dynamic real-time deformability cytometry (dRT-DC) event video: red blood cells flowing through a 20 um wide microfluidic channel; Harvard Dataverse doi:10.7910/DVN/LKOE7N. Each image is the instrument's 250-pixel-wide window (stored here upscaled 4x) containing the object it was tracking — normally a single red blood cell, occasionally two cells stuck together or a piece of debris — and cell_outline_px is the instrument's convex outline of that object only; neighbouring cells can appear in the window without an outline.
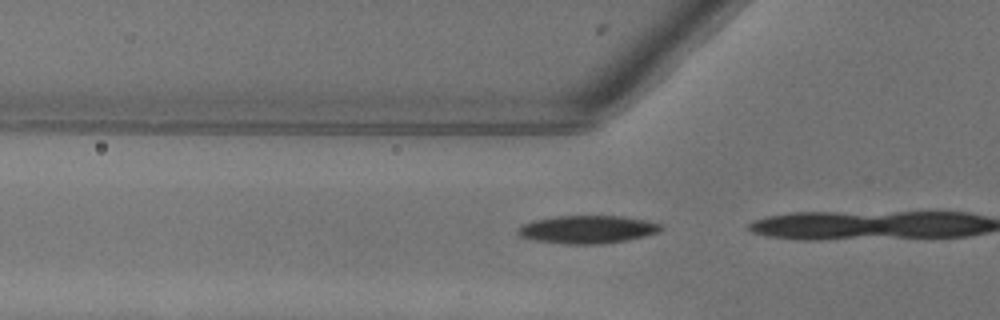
{"species": "common noctule bat (a hibernating species)", "species_latin": "Nyctalus noctula", "temperature_condition": "warm", "stored_images_in_passage": 4, "camera_frame_rate_fps": 3000, "um_per_image_px": 0.085, "animal": {"sex": "female"}, "frame": {"image": 1, "passage_image": 2, "time_ms": 0.333, "image_size_px": [1000, 320], "cell_outline_px": [[664, 228], [660, 232], [628, 240], [600, 244], [564, 244], [532, 240], [520, 236], [516, 232], [524, 224], [532, 220], [556, 216], [624, 216], [644, 220], [660, 224]], "centroid_in_image_um": [49.93, 19.5], "position_along_channel_um": 75.9, "area_um2": 23.35}}